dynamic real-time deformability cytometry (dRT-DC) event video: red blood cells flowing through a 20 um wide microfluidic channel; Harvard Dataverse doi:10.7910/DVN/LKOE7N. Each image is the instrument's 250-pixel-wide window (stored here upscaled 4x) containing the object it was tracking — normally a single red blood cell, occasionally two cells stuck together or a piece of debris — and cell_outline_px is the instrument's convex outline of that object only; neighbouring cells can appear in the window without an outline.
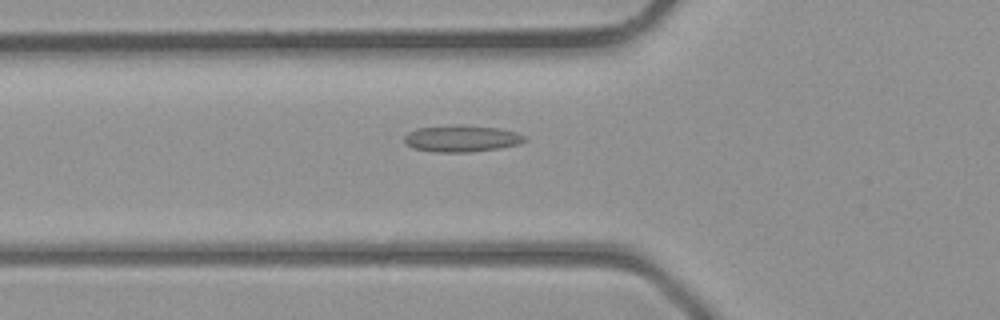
{"species": "common noctule bat (a hibernating species)", "species_latin": "Nyctalus noctula", "temperature_condition": "room temperature", "stored_images_in_passage": 25, "camera_frame_rate_fps": 3000, "um_per_image_px": 0.085, "animal": {"sex": "male", "body_mass_g": 23.1, "forearm_length_mm": 52.7}, "frame": {"image": 1, "passage_image": 4, "time_ms": 1.0, "image_size_px": [1000, 320], "cell_outline_px": [[528, 140], [520, 144], [500, 148], [472, 152], [432, 152], [412, 148], [404, 140], [404, 136], [408, 132], [416, 128], [456, 124], [464, 124], [500, 128], [516, 132], [528, 136]], "centroid_in_image_um": [39.28, 11.76], "position_along_channel_um": 86.5, "area_um2": 19.19}}
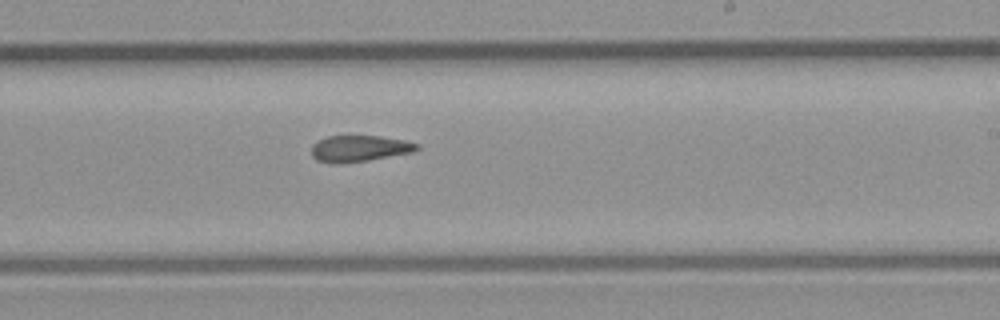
{"frame": {"image": 2, "passage_image": 14, "time_ms": 4.333, "image_size_px": [1000, 320], "cell_outline_px": [[420, 148], [412, 152], [368, 160], [316, 160], [312, 156], [312, 144], [316, 140], [328, 136], [348, 132], [404, 140], [420, 144]], "centroid_in_image_um": [30.56, 12.52], "position_along_channel_um": 258.4, "area_um2": 16.07}}
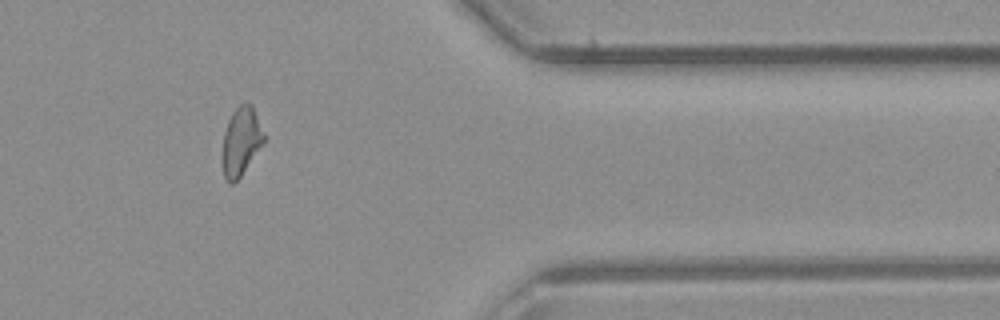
{"frame": {"image": 3, "passage_image": 23, "time_ms": 7.333, "image_size_px": [1000, 320], "cell_outline_px": [[264, 144], [240, 176], [232, 184], [228, 184], [224, 176], [224, 132], [228, 120], [232, 112], [244, 100], [248, 100], [252, 104], [264, 132]], "centroid_in_image_um": [20.53, 11.95], "position_along_channel_um": 390.9, "area_um2": 16.42}}